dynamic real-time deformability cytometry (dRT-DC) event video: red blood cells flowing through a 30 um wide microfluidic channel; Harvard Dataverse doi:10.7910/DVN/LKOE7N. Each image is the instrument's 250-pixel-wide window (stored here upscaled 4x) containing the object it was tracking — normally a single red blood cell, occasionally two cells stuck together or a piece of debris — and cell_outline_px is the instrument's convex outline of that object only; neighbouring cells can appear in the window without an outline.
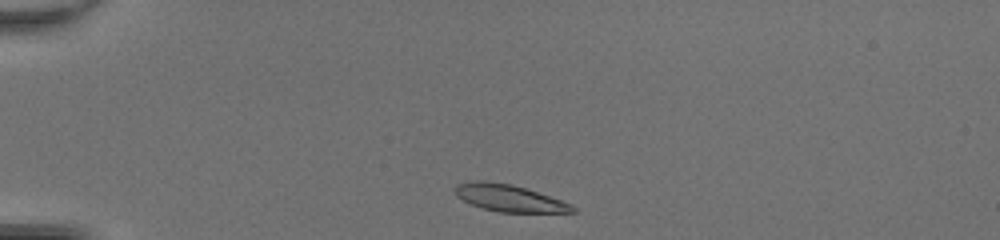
{"species": "common noctule bat (a hibernating species)", "species_latin": "Nyctalus noctula", "temperature_condition": "room temperature", "stored_images_in_passage": 37, "camera_frame_rate_fps": 3000, "um_per_image_px": 0.085, "animal": {"sex": "female", "body_mass_g": 20.0, "forearm_length_mm": 54.0}, "frame": {"image": 1, "passage_image": 1, "time_ms": 0.0, "image_size_px": [1000, 240], "cell_outline_px": [[576, 212], [500, 212], [484, 208], [472, 204], [456, 196], [452, 192], [452, 188], [456, 184], [468, 180], [484, 180], [512, 184], [560, 200], [576, 208]], "centroid_in_image_um": [43.16, 16.81], "position_along_channel_um": 41.8, "area_um2": 18.32}}
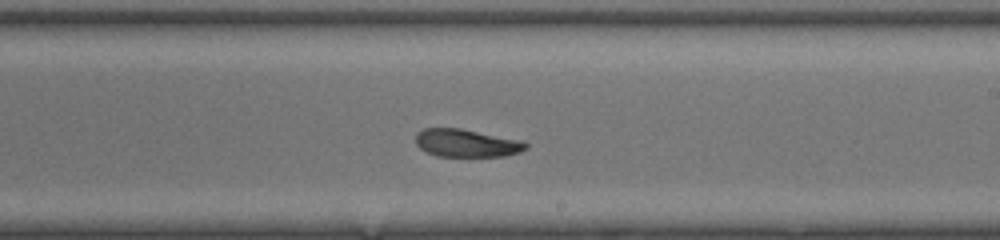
{"frame": {"image": 2, "passage_image": 19, "time_ms": 6.0, "image_size_px": [1000, 240], "cell_outline_px": [[528, 148], [520, 152], [504, 156], [436, 156], [420, 148], [416, 144], [416, 132], [424, 128], [460, 128], [524, 140], [528, 144]], "centroid_in_image_um": [39.69, 12.15], "position_along_channel_um": 249.3, "area_um2": 18.03}}
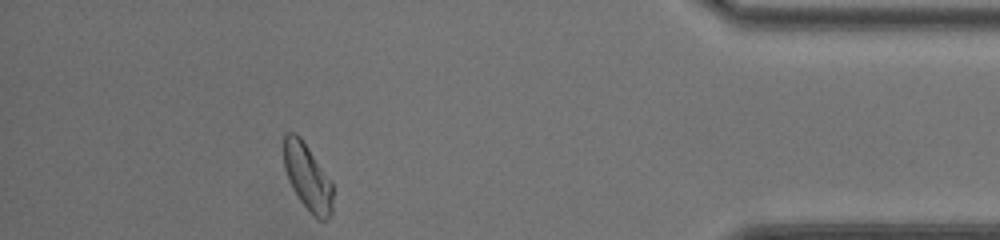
{"frame": {"image": 3, "passage_image": 33, "time_ms": 10.667, "image_size_px": [1000, 240], "cell_outline_px": [[332, 212], [324, 220], [320, 220], [312, 216], [300, 200], [292, 188], [288, 180], [284, 168], [284, 132], [296, 132], [300, 136], [332, 180]], "centroid_in_image_um": [26.13, 15.03], "position_along_channel_um": 409.1, "area_um2": 19.19}, "authors_computed_cell_mechanics": {"area_um2": 18.9006, "velocity_mm_per_s": 4.2795, "shape_relaxation_time_tau1_ms": null, "shape_relaxation_time_tau2_ms": 3.8589, "deformation_change_tau1": null, "deformation_change_tau2": 0.1236}}